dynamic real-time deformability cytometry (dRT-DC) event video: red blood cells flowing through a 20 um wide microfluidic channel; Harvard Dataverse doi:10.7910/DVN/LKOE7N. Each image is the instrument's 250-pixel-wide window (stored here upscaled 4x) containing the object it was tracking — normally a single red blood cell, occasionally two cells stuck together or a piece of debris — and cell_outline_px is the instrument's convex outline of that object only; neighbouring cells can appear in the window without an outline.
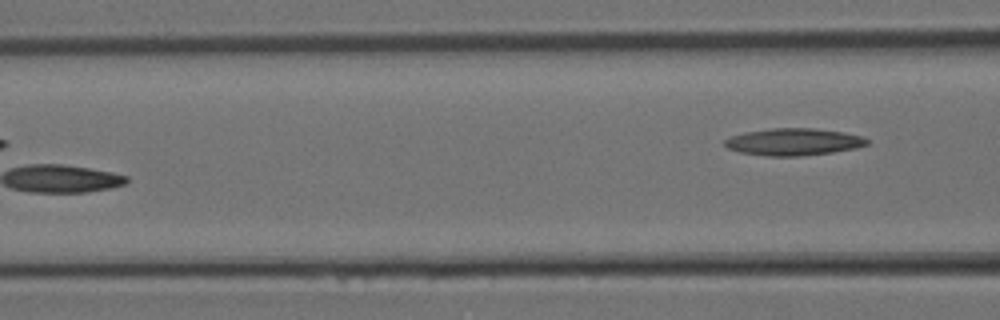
{"species": "Egyptian fruit bat (a non-hibernating species)", "species_latin": "Rousettus aegyptiacus", "temperature_condition": "room temperature", "stored_images_in_passage": 5, "camera_frame_rate_fps": 3000, "um_per_image_px": 0.085, "animal": {"sex": "female"}, "frame": {"image": 1, "passage_image": 5, "time_ms": 1.333, "image_size_px": [1000, 320], "cell_outline_px": [[868, 144], [856, 148], [832, 152], [800, 156], [764, 156], [740, 152], [728, 148], [724, 144], [724, 140], [732, 136], [744, 132], [772, 128], [812, 128], [844, 132], [864, 136], [868, 140]], "centroid_in_image_um": [67.46, 12.06], "position_along_channel_um": 99.1, "area_um2": 22.48}}